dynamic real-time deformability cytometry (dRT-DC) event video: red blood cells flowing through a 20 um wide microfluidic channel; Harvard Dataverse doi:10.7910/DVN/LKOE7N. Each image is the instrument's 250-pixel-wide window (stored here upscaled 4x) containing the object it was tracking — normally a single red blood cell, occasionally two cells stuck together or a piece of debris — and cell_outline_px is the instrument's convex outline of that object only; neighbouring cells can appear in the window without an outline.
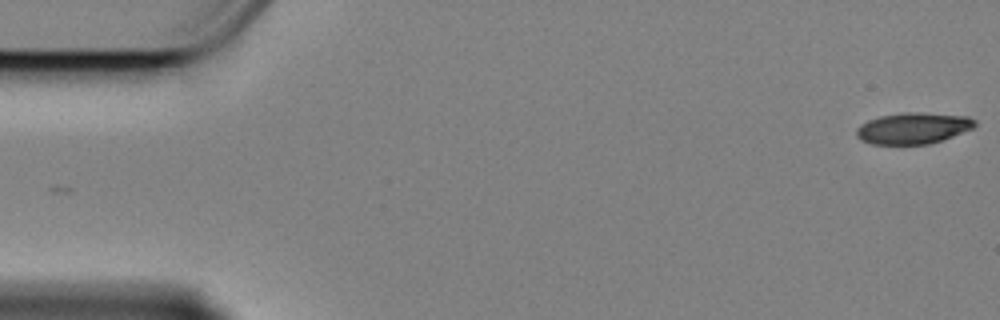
{"species": "Egyptian fruit bat (a non-hibernating species)", "species_latin": "Rousettus aegyptiacus", "temperature_condition": "cold", "stored_images_in_passage": 55, "camera_frame_rate_fps": 3000, "um_per_image_px": 0.085, "animal": {"sex": "female"}, "frame": {"image": 1, "passage_image": 1, "time_ms": 0.0, "image_size_px": [1000, 320], "cell_outline_px": [[976, 124], [972, 128], [952, 136], [928, 144], [872, 144], [860, 140], [856, 136], [856, 128], [860, 124], [868, 120], [880, 116], [900, 112], [920, 112], [968, 116], [976, 120]], "centroid_in_image_um": [77.58, 10.88], "position_along_channel_um": 7.4, "area_um2": 21.62}}
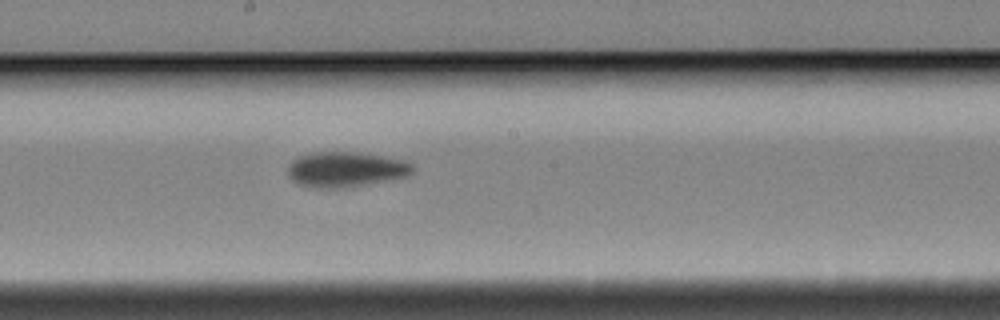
{"frame": {"image": 2, "passage_image": 31, "time_ms": 10.0, "image_size_px": [1000, 320], "cell_outline_px": [[412, 172], [408, 176], [364, 184], [336, 188], [328, 188], [300, 184], [292, 180], [288, 176], [288, 164], [296, 156], [312, 152], [352, 152], [380, 156], [400, 160], [412, 164]], "centroid_in_image_um": [29.31, 14.38], "position_along_channel_um": 218.9, "area_um2": 25.03}}
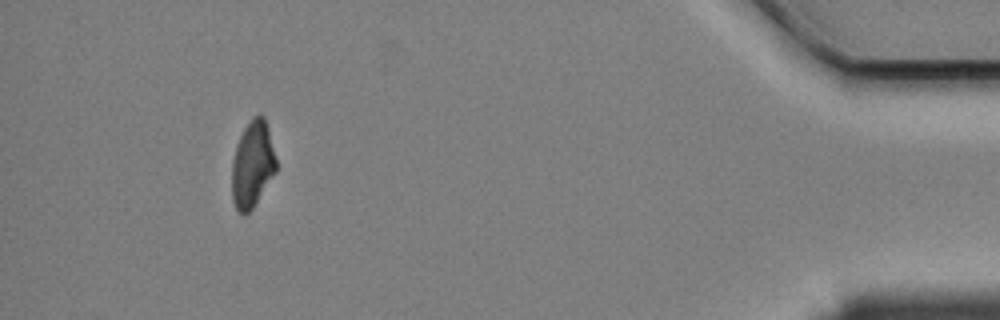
{"frame": {"image": 3, "passage_image": 54, "time_ms": 17.667, "image_size_px": [1000, 320], "cell_outline_px": [[276, 172], [252, 208], [248, 212], [240, 212], [236, 208], [232, 196], [232, 160], [236, 144], [244, 128], [252, 116], [260, 112], [264, 116], [268, 128], [276, 160]], "centroid_in_image_um": [21.46, 13.91], "position_along_channel_um": 413.7, "area_um2": 22.14}}